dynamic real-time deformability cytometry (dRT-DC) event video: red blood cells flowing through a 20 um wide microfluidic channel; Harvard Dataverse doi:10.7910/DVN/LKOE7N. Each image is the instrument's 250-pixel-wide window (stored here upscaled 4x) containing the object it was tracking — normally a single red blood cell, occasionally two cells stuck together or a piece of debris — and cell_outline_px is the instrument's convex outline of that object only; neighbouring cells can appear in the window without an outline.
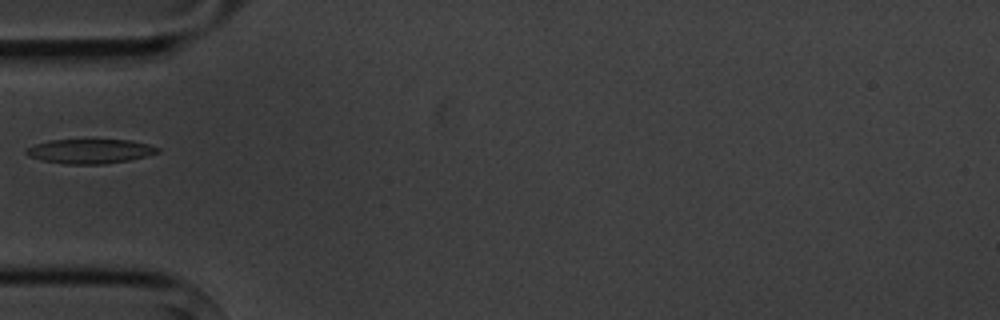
{"species": "common noctule bat (a hibernating species)", "species_latin": "Nyctalus noctula", "temperature_condition": "cold", "stored_images_in_passage": 6, "camera_frame_rate_fps": 3000, "um_per_image_px": 0.085, "animal": {"sex": "male", "body_mass_g": 20.1, "forearm_length_mm": 53.5}, "frame": {"image": 1, "passage_image": 5, "time_ms": 5.667, "image_size_px": [1000, 320], "cell_outline_px": [[160, 152], [132, 160], [104, 164], [64, 164], [44, 160], [28, 156], [24, 152], [28, 148], [36, 144], [48, 140], [132, 140], [148, 144], [160, 148]], "centroid_in_image_um": [7.69, 12.86], "position_along_channel_um": 77.3, "area_um2": 18.73}}
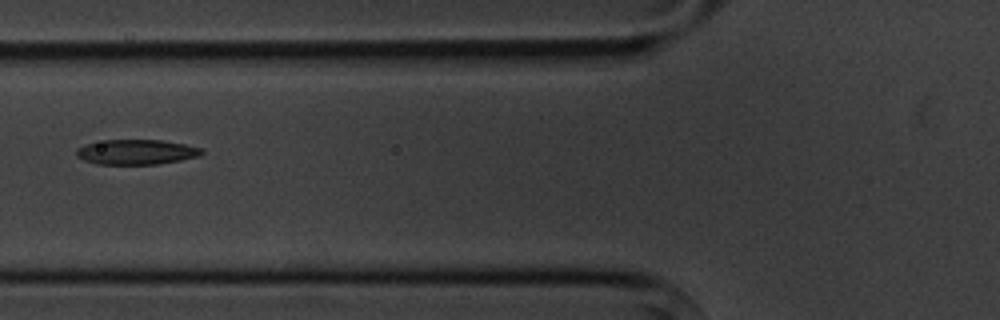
{"frame": {"image": 2, "passage_image": 6, "time_ms": 6.667, "image_size_px": [1000, 320], "cell_outline_px": [[204, 152], [200, 156], [180, 160], [156, 164], [96, 164], [84, 160], [76, 156], [76, 148], [84, 144], [104, 140], [160, 140], [184, 144], [200, 148]], "centroid_in_image_um": [11.55, 12.92], "position_along_channel_um": 114.3, "area_um2": 18.21}}